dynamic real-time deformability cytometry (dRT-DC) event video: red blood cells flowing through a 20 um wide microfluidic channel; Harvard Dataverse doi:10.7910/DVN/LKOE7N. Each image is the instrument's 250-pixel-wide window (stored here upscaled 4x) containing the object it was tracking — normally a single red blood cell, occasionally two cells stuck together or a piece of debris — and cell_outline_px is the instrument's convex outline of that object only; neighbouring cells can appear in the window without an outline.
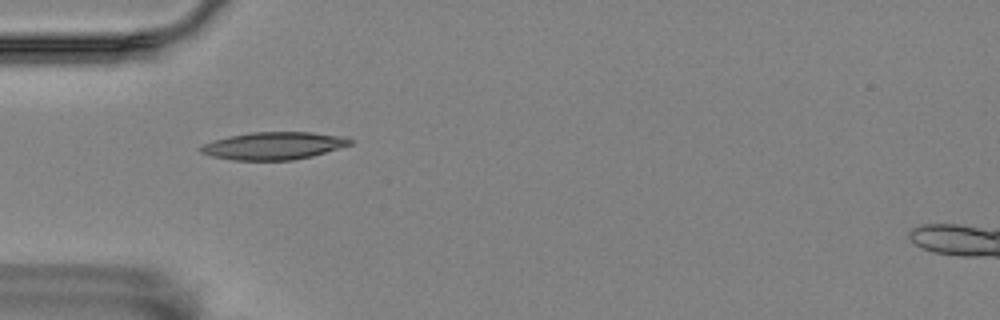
{"species": "Egyptian fruit bat (a non-hibernating species)", "species_latin": "Rousettus aegyptiacus", "temperature_condition": "room temperature", "stored_images_in_passage": 42, "camera_frame_rate_fps": 3000, "um_per_image_px": 0.085, "animal": {"sex": "female"}, "frame": {"image": 1, "passage_image": 3, "time_ms": 0.667, "image_size_px": [1000, 320], "cell_outline_px": [[352, 144], [312, 156], [292, 160], [232, 160], [212, 156], [200, 152], [196, 148], [204, 144], [228, 136], [248, 132], [312, 132], [344, 136], [352, 140]], "centroid_in_image_um": [23.24, 12.38], "position_along_channel_um": 61.8, "area_um2": 23.99}}
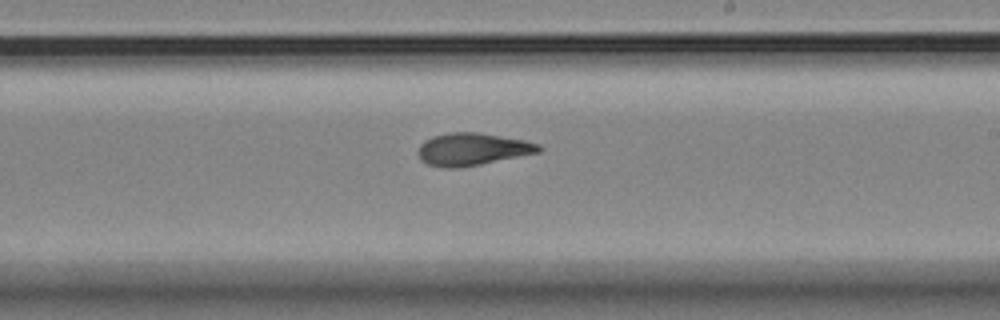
{"frame": {"image": 2, "passage_image": 19, "time_ms": 6.0, "image_size_px": [1000, 320], "cell_outline_px": [[544, 148], [540, 152], [460, 168], [440, 168], [428, 164], [420, 160], [416, 152], [420, 144], [424, 140], [432, 136], [452, 132], [476, 132], [524, 140], [540, 144]], "centroid_in_image_um": [40.11, 12.69], "position_along_channel_um": 248.9, "area_um2": 22.95}}
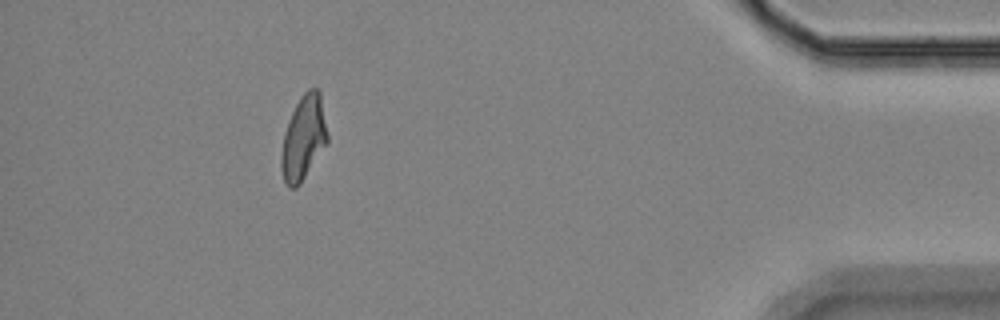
{"frame": {"image": 3, "passage_image": 37, "time_ms": 12.0, "image_size_px": [1000, 320], "cell_outline_px": [[328, 140], [300, 184], [296, 188], [288, 188], [284, 180], [280, 168], [280, 156], [284, 132], [288, 120], [300, 96], [308, 88], [316, 88], [320, 92], [328, 136]], "centroid_in_image_um": [25.77, 11.72], "position_along_channel_um": 409.4, "area_um2": 22.6}, "authors_computed_cell_mechanics": {"area_um2": 22.5998, "velocity_mm_per_s": 3.5307, "shape_relaxation_time_tau1_ms": 9.7172, "shape_relaxation_time_tau2_ms": 2.5325, "deformation_change_tau1": 0.2265, "deformation_change_tau2": 0.0874}}